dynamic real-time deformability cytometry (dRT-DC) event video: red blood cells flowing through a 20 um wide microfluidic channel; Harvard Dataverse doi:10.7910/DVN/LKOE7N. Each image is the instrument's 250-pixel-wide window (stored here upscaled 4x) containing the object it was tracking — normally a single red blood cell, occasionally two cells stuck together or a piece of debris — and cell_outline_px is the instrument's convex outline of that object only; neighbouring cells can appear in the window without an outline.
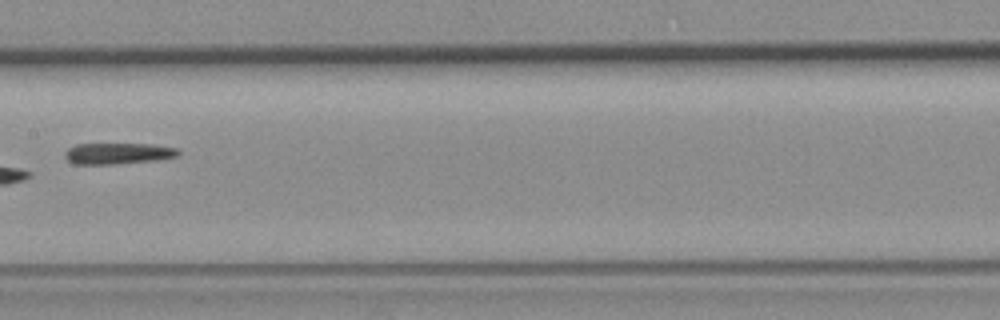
{"species": "common noctule bat (a hibernating species)", "species_latin": "Nyctalus noctula", "temperature_condition": "room temperature", "stored_images_in_passage": 7, "camera_frame_rate_fps": 3000, "um_per_image_px": 0.085, "animal": {"sex": "female", "body_mass_g": 19.3, "forearm_length_mm": 54.1}, "frame": {"image": 1, "passage_image": 7, "time_ms": 7.0, "image_size_px": [1000, 320], "cell_outline_px": [[180, 156], [156, 160], [116, 164], [76, 164], [68, 160], [64, 156], [64, 152], [68, 148], [76, 144], [148, 144], [176, 148], [180, 152]], "centroid_in_image_um": [10.02, 13.04], "position_along_channel_um": 197.4, "area_um2": 13.99}}